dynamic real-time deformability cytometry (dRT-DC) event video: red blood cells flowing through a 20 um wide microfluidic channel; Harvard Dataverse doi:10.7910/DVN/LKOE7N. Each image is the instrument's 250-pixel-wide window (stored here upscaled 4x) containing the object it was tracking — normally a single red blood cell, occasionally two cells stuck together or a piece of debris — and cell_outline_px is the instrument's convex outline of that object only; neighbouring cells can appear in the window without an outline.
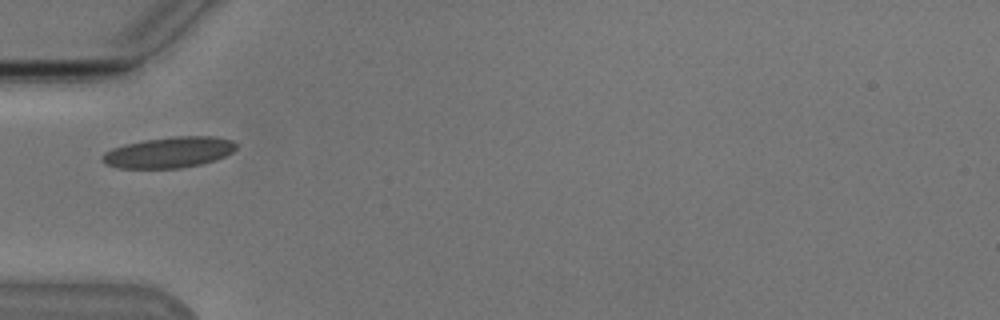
{"species": "Egyptian fruit bat (a non-hibernating species)", "species_latin": "Rousettus aegyptiacus", "temperature_condition": "cold", "stored_images_in_passage": 37, "camera_frame_rate_fps": 3000, "um_per_image_px": 0.085, "animal": {"sex": "male"}, "frame": {"image": 1, "passage_image": 1, "time_ms": 0.0, "image_size_px": [1000, 320], "cell_outline_px": [[236, 148], [232, 152], [216, 160], [200, 164], [180, 168], [120, 168], [104, 164], [100, 160], [100, 156], [104, 152], [112, 148], [124, 144], [144, 140], [172, 136], [216, 136], [232, 140], [236, 144]], "centroid_in_image_um": [14.33, 12.94], "position_along_channel_um": 70.7, "area_um2": 24.28}}
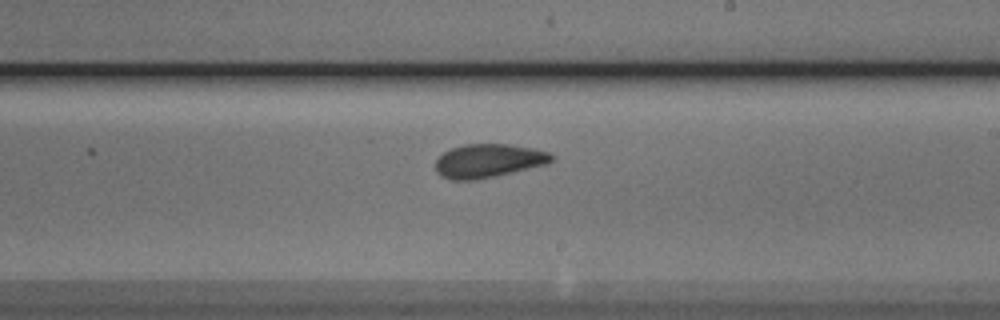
{"frame": {"image": 2, "passage_image": 15, "time_ms": 4.667, "image_size_px": [1000, 320], "cell_outline_px": [[556, 156], [548, 164], [476, 180], [452, 180], [440, 176], [436, 172], [436, 160], [444, 152], [452, 148], [464, 144], [508, 144], [532, 148], [548, 152]], "centroid_in_image_um": [41.51, 13.67], "position_along_channel_um": 247.5, "area_um2": 22.72}}
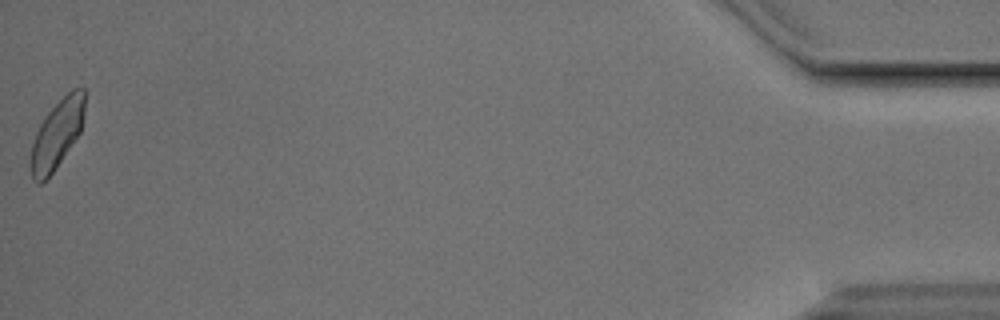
{"frame": {"image": 3, "passage_image": 37, "time_ms": 12.0, "image_size_px": [1000, 320], "cell_outline_px": [[84, 112], [80, 132], [52, 172], [40, 184], [36, 184], [32, 180], [28, 164], [28, 160], [32, 144], [36, 132], [44, 116], [72, 88], [84, 88]], "centroid_in_image_um": [4.78, 11.44], "position_along_channel_um": 430.4, "area_um2": 21.44}, "authors_computed_cell_mechanics": {"area_um2": 22.4842, "velocity_mm_per_s": 3.7935, "shape_relaxation_time_tau1_ms": 5.5162, "shape_relaxation_time_tau2_ms": 1.6968, "deformation_change_tau1": 0.1046, "deformation_change_tau2": 0.0688}}